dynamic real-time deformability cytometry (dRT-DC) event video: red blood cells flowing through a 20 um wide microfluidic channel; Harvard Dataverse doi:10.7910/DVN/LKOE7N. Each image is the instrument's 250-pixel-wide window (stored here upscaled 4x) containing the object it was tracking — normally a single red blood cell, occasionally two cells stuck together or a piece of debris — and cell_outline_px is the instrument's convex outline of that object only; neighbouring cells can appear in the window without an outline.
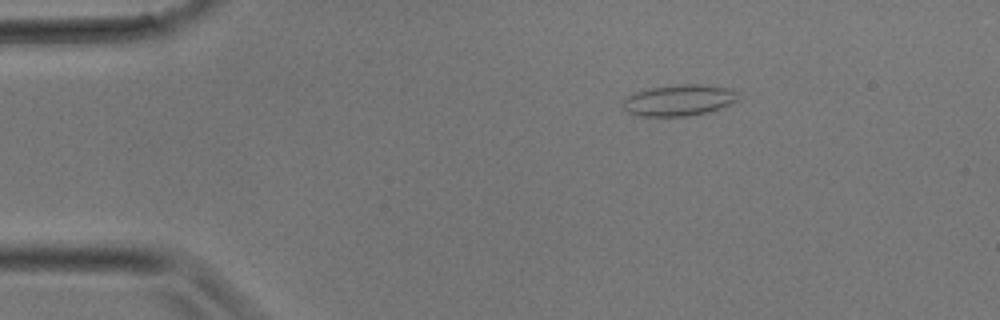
{"species": "common noctule bat (a hibernating species)", "species_latin": "Nyctalus noctula", "temperature_condition": "room temperature", "stored_images_in_passage": 26, "camera_frame_rate_fps": 3000, "um_per_image_px": 0.085, "animal": {"sex": "male", "body_mass_g": 17.9}, "frame": {"image": 1, "passage_image": 1, "time_ms": 0.0, "image_size_px": [1000, 320], "cell_outline_px": [[736, 100], [720, 108], [708, 112], [688, 116], [640, 116], [628, 112], [624, 108], [620, 100], [636, 92], [652, 88], [680, 84], [704, 84], [732, 88], [736, 92]], "centroid_in_image_um": [57.69, 8.52], "position_along_channel_um": 27.3, "area_um2": 20.87}}
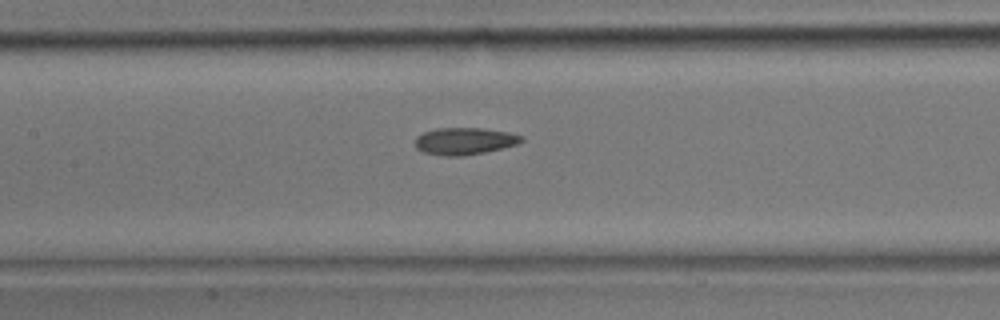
{"frame": {"image": 2, "passage_image": 10, "time_ms": 3.0, "image_size_px": [1000, 320], "cell_outline_px": [[524, 140], [516, 144], [484, 152], [464, 156], [440, 156], [424, 152], [416, 148], [416, 136], [424, 132], [436, 128], [484, 128], [508, 132], [524, 136]], "centroid_in_image_um": [39.47, 11.99], "position_along_channel_um": 167.9, "area_um2": 16.76}}
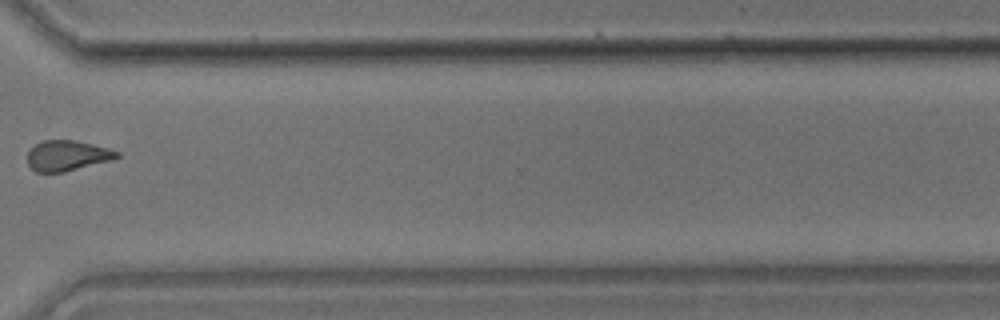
{"frame": {"image": 3, "passage_image": 19, "time_ms": 6.0, "image_size_px": [1000, 320], "cell_outline_px": [[120, 156], [112, 160], [64, 172], [36, 172], [28, 164], [28, 152], [36, 144], [44, 140], [72, 140], [92, 144], [108, 148], [120, 152]], "centroid_in_image_um": [5.73, 13.23], "position_along_channel_um": 364.9, "area_um2": 15.72}}